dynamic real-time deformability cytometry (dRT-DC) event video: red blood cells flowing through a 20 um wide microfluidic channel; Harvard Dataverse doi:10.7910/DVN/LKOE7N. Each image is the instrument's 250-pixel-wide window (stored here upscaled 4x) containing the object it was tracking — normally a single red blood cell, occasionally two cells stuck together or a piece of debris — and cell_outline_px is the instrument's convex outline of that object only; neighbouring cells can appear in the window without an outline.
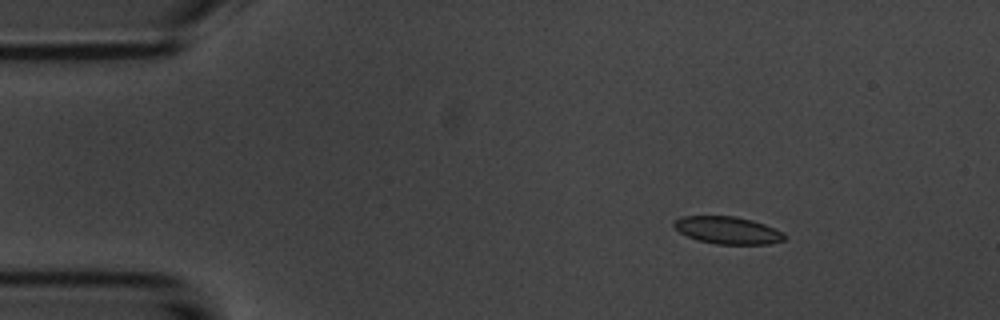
{"species": "common noctule bat (a hibernating species)", "species_latin": "Nyctalus noctula", "temperature_condition": "room temperature", "stored_images_in_passage": 5, "camera_frame_rate_fps": 3000, "um_per_image_px": 0.085, "animal": {"sex": "male", "body_mass_g": 20.1, "forearm_length_mm": 53.5}, "frame": {"image": 1, "passage_image": 2, "time_ms": 1.333, "image_size_px": [1000, 320], "cell_outline_px": [[784, 240], [768, 244], [716, 244], [700, 240], [688, 236], [680, 232], [672, 224], [676, 220], [684, 216], [736, 216], [752, 220], [764, 224], [784, 232]], "centroid_in_image_um": [61.87, 19.57], "position_along_channel_um": 23.1, "area_um2": 17.4}}
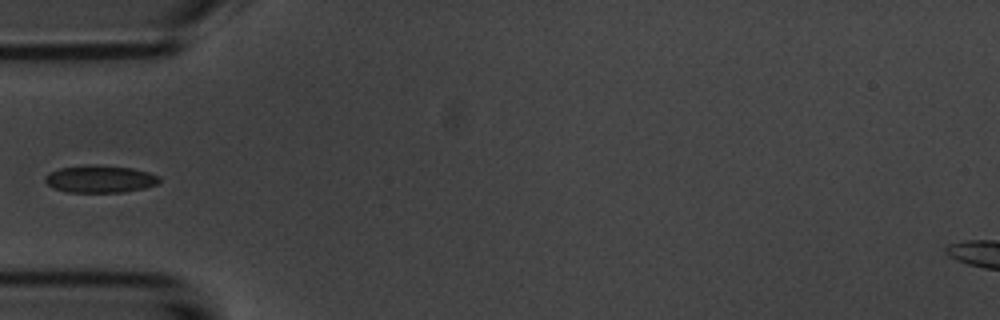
{"frame": {"image": 2, "passage_image": 5, "time_ms": 4.667, "image_size_px": [1000, 320], "cell_outline_px": [[160, 180], [156, 184], [144, 188], [124, 192], [68, 192], [52, 188], [44, 180], [44, 176], [48, 172], [60, 168], [88, 164], [100, 164], [132, 168], [148, 172], [160, 176]], "centroid_in_image_um": [8.47, 15.2], "position_along_channel_um": 76.5, "area_um2": 18.44}}